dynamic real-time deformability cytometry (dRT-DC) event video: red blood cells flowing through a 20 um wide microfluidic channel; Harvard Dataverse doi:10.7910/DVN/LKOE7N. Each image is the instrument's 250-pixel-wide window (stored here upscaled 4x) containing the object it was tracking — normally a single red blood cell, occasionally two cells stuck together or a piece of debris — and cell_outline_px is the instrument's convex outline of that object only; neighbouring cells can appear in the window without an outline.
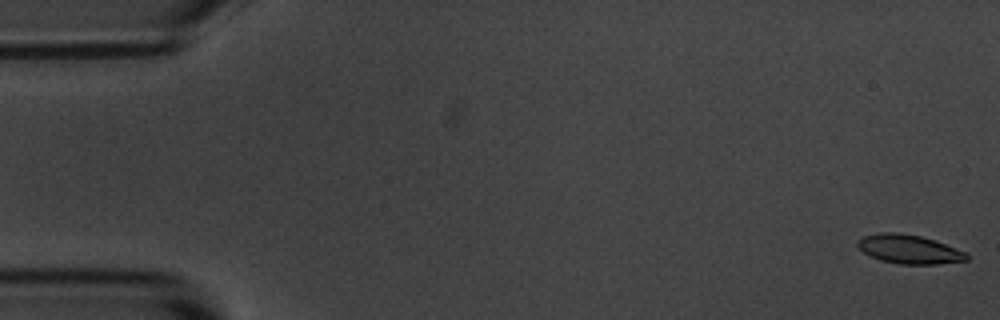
{"species": "common noctule bat (a hibernating species)", "species_latin": "Nyctalus noctula", "temperature_condition": "room temperature", "stored_images_in_passage": 56, "camera_frame_rate_fps": 3000, "um_per_image_px": 0.085, "animal": {"sex": "male", "body_mass_g": 20.1, "forearm_length_mm": 53.5}, "frame": {"image": 1, "passage_image": 1, "time_ms": 0.0, "image_size_px": [1000, 320], "cell_outline_px": [[968, 260], [936, 264], [900, 264], [880, 260], [864, 252], [856, 244], [856, 240], [864, 236], [880, 232], [896, 232], [920, 236], [936, 240], [968, 252]], "centroid_in_image_um": [77.3, 21.17], "position_along_channel_um": 7.7, "area_um2": 18.44}}
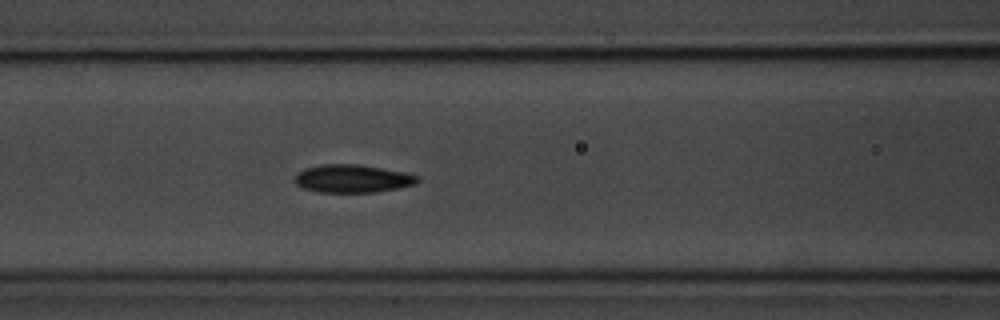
{"frame": {"image": 2, "passage_image": 23, "time_ms": 7.333, "image_size_px": [1000, 320], "cell_outline_px": [[420, 180], [416, 184], [400, 188], [376, 192], [316, 192], [304, 188], [296, 184], [296, 172], [304, 168], [320, 164], [360, 164], [404, 172], [420, 176]], "centroid_in_image_um": [29.98, 15.18], "position_along_channel_um": 136.6, "area_um2": 20.23}}
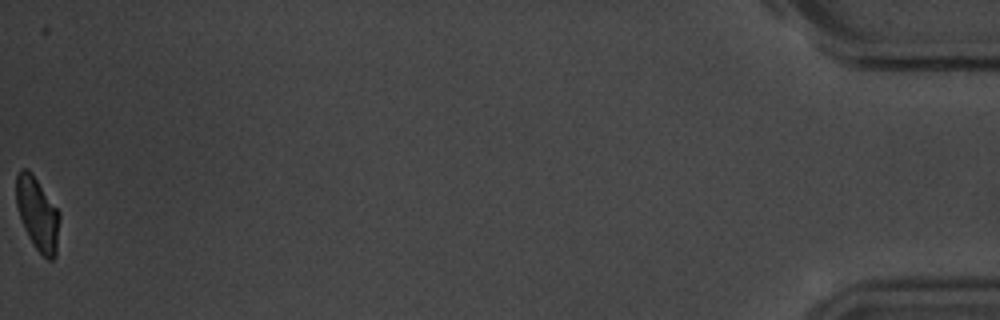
{"frame": {"image": 3, "passage_image": 56, "time_ms": 18.333, "image_size_px": [1000, 320], "cell_outline_px": [[60, 216], [56, 256], [52, 260], [48, 260], [36, 248], [28, 236], [24, 228], [16, 204], [16, 176], [20, 168], [28, 168], [32, 172], [60, 212]], "centroid_in_image_um": [3.19, 18.14], "position_along_channel_um": 432.0, "area_um2": 18.55}, "authors_computed_cell_mechanics": {"area_um2": 19.4786, "velocity_mm_per_s": 3.6014, "shape_relaxation_time_tau1_ms": 3.5969, "shape_relaxation_time_tau2_ms": 3.8648, "deformation_change_tau1": 0.1188, "deformation_change_tau2": 0.089}}